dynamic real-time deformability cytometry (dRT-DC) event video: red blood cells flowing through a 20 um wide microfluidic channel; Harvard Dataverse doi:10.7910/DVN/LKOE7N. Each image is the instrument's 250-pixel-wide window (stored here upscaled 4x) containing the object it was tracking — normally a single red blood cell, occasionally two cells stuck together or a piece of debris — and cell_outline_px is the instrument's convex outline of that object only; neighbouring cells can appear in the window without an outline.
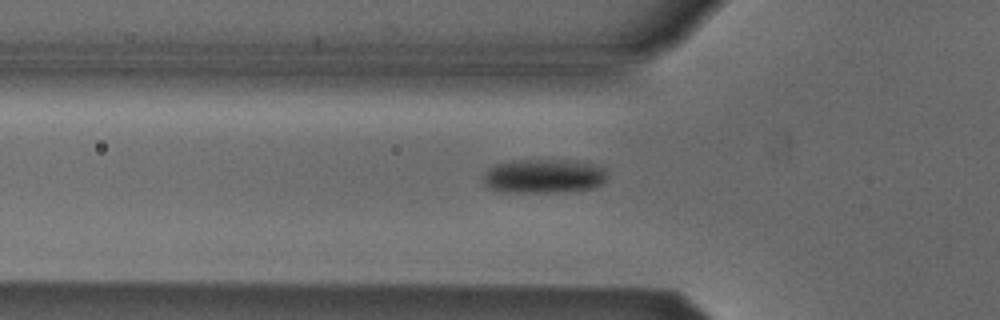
{"species": "Egyptian fruit bat (a non-hibernating species)", "species_latin": "Rousettus aegyptiacus", "temperature_condition": "cold", "stored_images_in_passage": 40, "camera_frame_rate_fps": 3000, "um_per_image_px": 0.085, "animal": {"sex": "male"}, "frame": {"image": 1, "passage_image": 10, "time_ms": 3.0, "image_size_px": [1000, 320], "cell_outline_px": [[608, 176], [600, 184], [592, 188], [556, 192], [508, 192], [492, 188], [484, 184], [484, 172], [488, 168], [496, 164], [512, 160], [564, 160], [592, 164], [604, 168]], "centroid_in_image_um": [46.2, 14.96], "position_along_channel_um": 79.6, "area_um2": 24.39}}
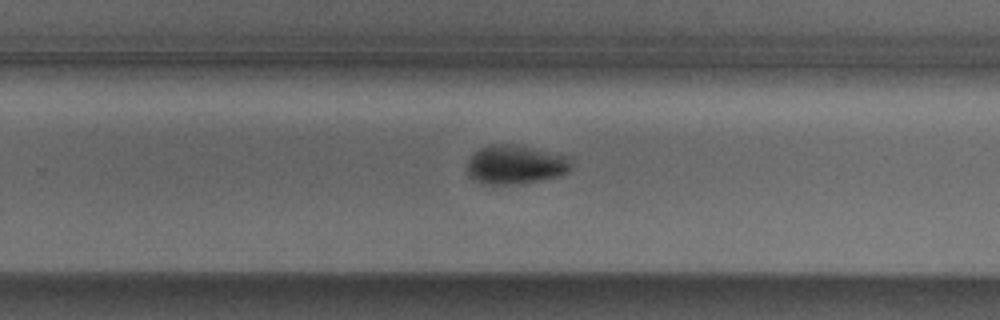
{"frame": {"image": 2, "passage_image": 26, "time_ms": 8.333, "image_size_px": [1000, 320], "cell_outline_px": [[572, 164], [568, 172], [560, 176], [520, 184], [484, 184], [472, 180], [468, 176], [468, 160], [480, 148], [488, 144], [512, 144], [572, 156]], "centroid_in_image_um": [43.84, 14.0], "position_along_channel_um": 286.0, "area_um2": 23.93}}
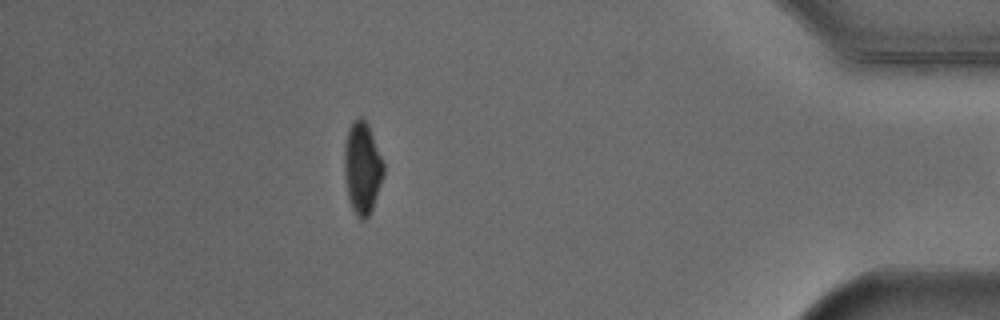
{"frame": {"image": 3, "passage_image": 39, "time_ms": 12.667, "image_size_px": [1000, 320], "cell_outline_px": [[384, 176], [372, 208], [368, 216], [364, 220], [360, 220], [352, 208], [348, 196], [344, 172], [344, 152], [348, 132], [352, 124], [360, 116], [368, 124], [384, 164]], "centroid_in_image_um": [30.8, 14.31], "position_along_channel_um": 404.4, "area_um2": 20.63}}